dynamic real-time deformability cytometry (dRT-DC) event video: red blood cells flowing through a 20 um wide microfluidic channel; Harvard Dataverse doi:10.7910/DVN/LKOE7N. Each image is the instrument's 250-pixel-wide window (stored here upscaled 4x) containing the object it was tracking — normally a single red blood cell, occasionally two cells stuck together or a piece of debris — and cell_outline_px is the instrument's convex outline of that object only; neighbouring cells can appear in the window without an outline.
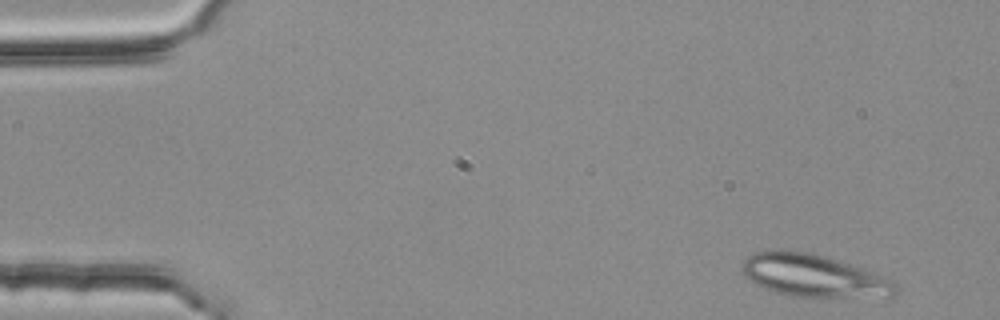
{"species": "common noctule bat (a hibernating species)", "species_latin": "Nyctalus noctula", "temperature_condition": "room temperature", "stored_images_in_passage": 4, "camera_frame_rate_fps": 3000, "um_per_image_px": 0.085, "animal": {"sex": "female", "body_mass_g": 25.1}, "frame": {"image": 1, "passage_image": 1, "time_ms": 0.0, "image_size_px": [1000, 320], "cell_outline_px": [[900, 292], [892, 296], [788, 296], [764, 288], [756, 284], [744, 276], [740, 272], [744, 260], [748, 256], [756, 252], [808, 252], [824, 256], [888, 276], [896, 280], [900, 288]], "centroid_in_image_um": [69.24, 23.45], "position_along_channel_um": 15.8, "area_um2": 37.63}}